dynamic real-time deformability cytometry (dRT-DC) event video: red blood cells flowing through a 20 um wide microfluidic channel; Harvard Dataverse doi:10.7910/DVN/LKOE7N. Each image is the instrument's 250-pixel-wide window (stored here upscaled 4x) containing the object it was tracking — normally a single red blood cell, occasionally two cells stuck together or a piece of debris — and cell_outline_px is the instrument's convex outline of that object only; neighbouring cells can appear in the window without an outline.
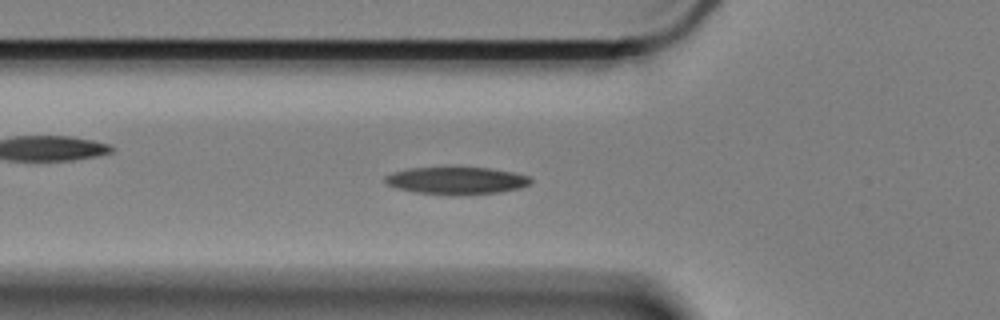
{"species": "Egyptian fruit bat (a non-hibernating species)", "species_latin": "Rousettus aegyptiacus", "temperature_condition": "cold", "stored_images_in_passage": 60, "camera_frame_rate_fps": 3000, "um_per_image_px": 0.085, "animal": {"sex": "female"}, "frame": {"image": 1, "passage_image": 20, "time_ms": 6.333, "image_size_px": [1000, 320], "cell_outline_px": [[532, 180], [528, 184], [520, 188], [500, 192], [456, 196], [416, 192], [396, 188], [388, 184], [384, 180], [384, 176], [392, 172], [408, 168], [488, 168], [512, 172], [528, 176]], "centroid_in_image_um": [38.77, 15.36], "position_along_channel_um": 87.0, "area_um2": 23.12}}
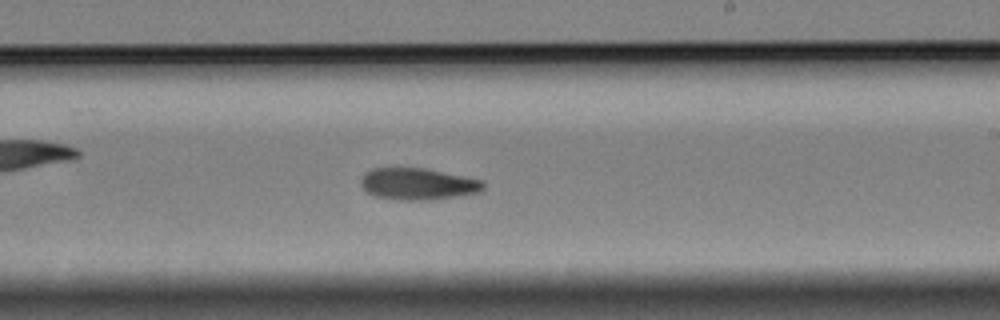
{"frame": {"image": 2, "passage_image": 35, "time_ms": 11.333, "image_size_px": [1000, 320], "cell_outline_px": [[484, 188], [480, 192], [432, 200], [396, 200], [376, 196], [368, 192], [360, 184], [360, 180], [364, 172], [372, 168], [424, 168], [484, 180]], "centroid_in_image_um": [35.51, 15.63], "position_along_channel_um": 253.5, "area_um2": 22.72}}
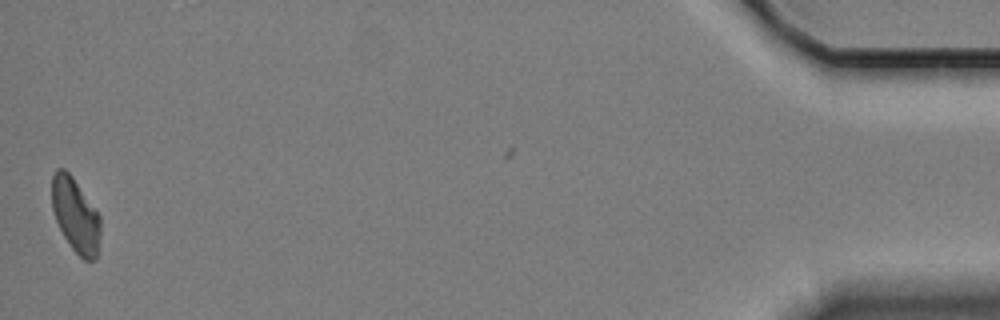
{"frame": {"image": 3, "passage_image": 59, "time_ms": 19.333, "image_size_px": [1000, 320], "cell_outline_px": [[100, 236], [96, 260], [84, 260], [72, 248], [64, 236], [56, 220], [52, 208], [52, 176], [56, 168], [64, 168], [72, 176], [100, 216]], "centroid_in_image_um": [6.42, 18.29], "position_along_channel_um": 428.8, "area_um2": 20.81}, "authors_computed_cell_mechanics": {"area_um2": 22.4553, "velocity_mm_per_s": 3.3182, "shape_relaxation_time_tau1_ms": 7.9278, "shape_relaxation_time_tau2_ms": null, "deformation_change_tau1": 0.1737, "deformation_change_tau2": null}}